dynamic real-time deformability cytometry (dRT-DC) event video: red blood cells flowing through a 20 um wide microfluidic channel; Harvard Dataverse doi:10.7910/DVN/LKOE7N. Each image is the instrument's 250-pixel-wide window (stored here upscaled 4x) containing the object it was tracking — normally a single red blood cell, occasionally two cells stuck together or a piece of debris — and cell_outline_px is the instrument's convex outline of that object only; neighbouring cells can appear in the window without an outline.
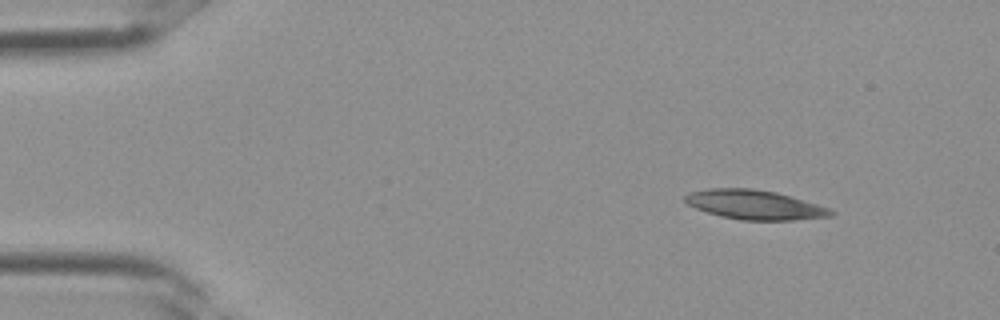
{"species": "Egyptian fruit bat (a non-hibernating species)", "species_latin": "Rousettus aegyptiacus", "temperature_condition": "room temperature", "stored_images_in_passage": 2, "camera_frame_rate_fps": 3000, "um_per_image_px": 0.085, "frame": {"image": 1, "passage_image": 1, "time_ms": 0.0, "image_size_px": [1000, 320], "cell_outline_px": [[836, 212], [832, 216], [796, 220], [740, 220], [720, 216], [696, 208], [688, 204], [684, 200], [684, 196], [688, 192], [708, 188], [752, 188], [776, 192], [832, 208]], "centroid_in_image_um": [64.17, 17.4], "position_along_channel_um": 20.8, "area_um2": 25.14}}